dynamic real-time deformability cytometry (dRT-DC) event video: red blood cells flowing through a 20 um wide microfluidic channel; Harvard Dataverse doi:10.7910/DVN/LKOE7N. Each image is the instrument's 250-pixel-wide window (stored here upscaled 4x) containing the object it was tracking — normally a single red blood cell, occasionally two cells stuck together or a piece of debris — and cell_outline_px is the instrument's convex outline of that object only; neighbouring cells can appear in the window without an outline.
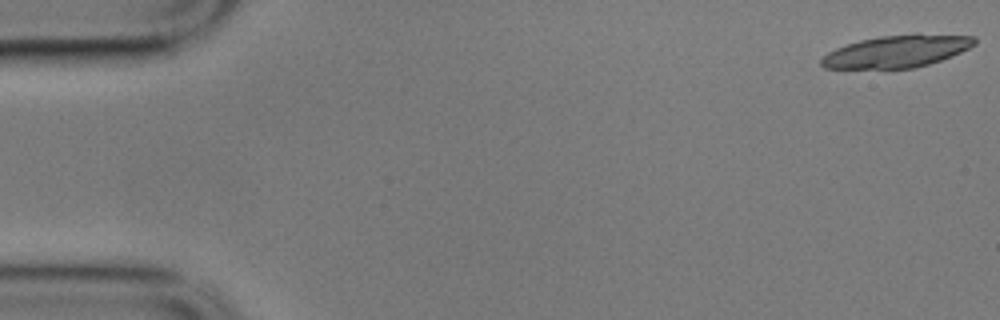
{"species": "common noctule bat (a hibernating species)", "species_latin": "Nyctalus noctula", "temperature_condition": "cold", "stored_images_in_passage": 19, "camera_frame_rate_fps": 3000, "um_per_image_px": 0.085, "animal": {"sex": "male", "body_mass_g": 17.9}, "frame": {"image": 1, "passage_image": 1, "time_ms": 0.0, "image_size_px": [1000, 320], "cell_outline_px": [[976, 44], [952, 56], [928, 64], [912, 68], [824, 68], [820, 64], [820, 60], [828, 52], [836, 48], [860, 40], [880, 36], [916, 32], [976, 36]], "centroid_in_image_um": [76.28, 4.33], "position_along_channel_um": 8.7, "area_um2": 29.02}}